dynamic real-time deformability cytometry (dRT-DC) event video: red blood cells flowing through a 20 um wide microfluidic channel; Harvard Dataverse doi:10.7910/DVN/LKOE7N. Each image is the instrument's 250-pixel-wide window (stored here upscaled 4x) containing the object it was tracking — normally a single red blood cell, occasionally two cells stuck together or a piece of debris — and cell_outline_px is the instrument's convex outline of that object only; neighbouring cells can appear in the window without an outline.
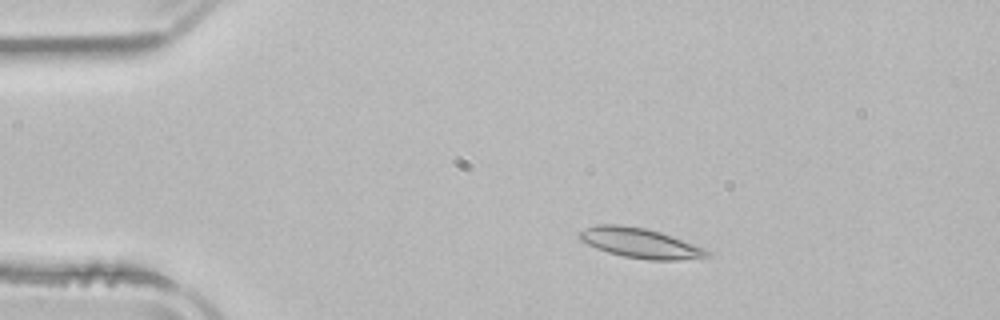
{"species": "common noctule bat (a hibernating species)", "species_latin": "Nyctalus noctula", "temperature_condition": "room temperature", "stored_images_in_passage": 52, "camera_frame_rate_fps": 3000, "um_per_image_px": 0.085, "animal": {"sex": "male", "body_mass_g": 21.5, "forearm_length_mm": 52.0}, "frame": {"image": 1, "passage_image": 9, "time_ms": 2.667, "image_size_px": [1000, 320], "cell_outline_px": [[712, 256], [676, 260], [648, 260], [624, 256], [608, 252], [596, 248], [580, 240], [580, 232], [584, 228], [596, 224], [620, 224], [644, 228], [660, 232], [672, 236], [704, 248], [712, 252]], "centroid_in_image_um": [54.42, 20.66], "position_along_channel_um": 30.6, "area_um2": 22.14}}
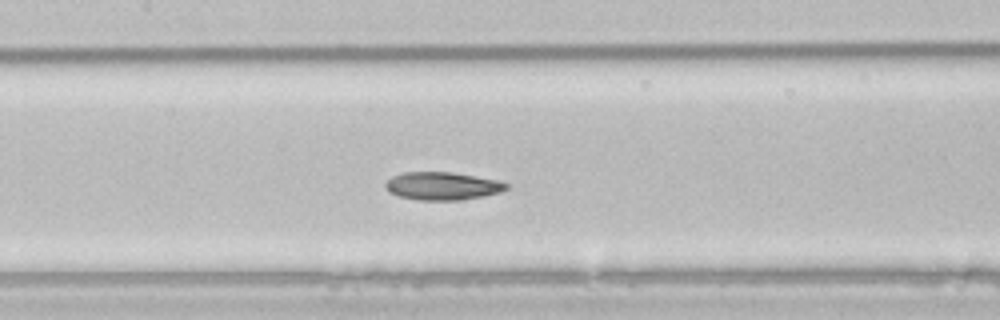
{"frame": {"image": 2, "passage_image": 24, "time_ms": 7.667, "image_size_px": [1000, 320], "cell_outline_px": [[508, 188], [500, 192], [484, 196], [460, 200], [416, 200], [400, 196], [388, 192], [384, 188], [384, 184], [392, 176], [404, 172], [452, 172], [476, 176], [496, 180], [508, 184]], "centroid_in_image_um": [37.57, 15.81], "position_along_channel_um": 169.8, "area_um2": 19.71}}
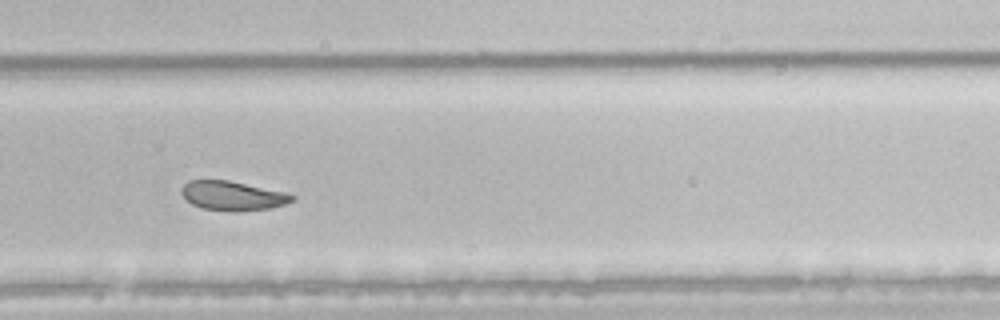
{"frame": {"image": 3, "passage_image": 35, "time_ms": 11.333, "image_size_px": [1000, 320], "cell_outline_px": [[296, 200], [272, 208], [236, 212], [232, 212], [204, 208], [192, 204], [180, 192], [180, 188], [188, 180], [228, 180], [288, 192], [296, 196]], "centroid_in_image_um": [19.82, 16.64], "position_along_channel_um": 310.0, "area_um2": 19.13}, "authors_computed_cell_mechanics": {"area_um2": 21.3571, "velocity_mm_per_s": 3.8436, "shape_relaxation_time_tau1_ms": 10.0218, "shape_relaxation_time_tau2_ms": 3.4741, "deformation_change_tau1": 0.1659, "deformation_change_tau2": 0.083}}